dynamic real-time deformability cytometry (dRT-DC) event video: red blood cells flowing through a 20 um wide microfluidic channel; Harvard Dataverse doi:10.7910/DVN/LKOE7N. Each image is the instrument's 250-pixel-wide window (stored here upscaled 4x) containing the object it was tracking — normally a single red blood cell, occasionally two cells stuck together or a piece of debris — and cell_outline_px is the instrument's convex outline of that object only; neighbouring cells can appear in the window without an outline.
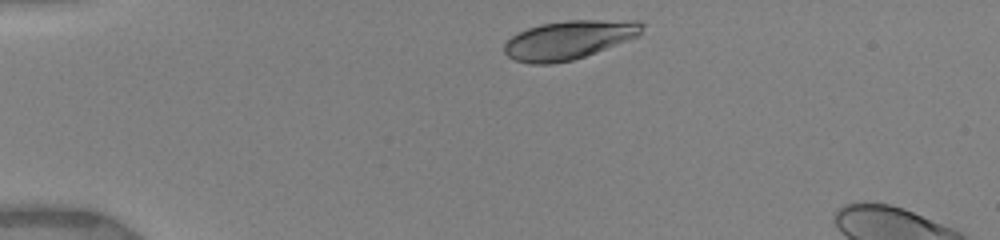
{"species": "human", "species_latin": "Homo sapiens", "temperature_condition": "warm", "stored_images_in_passage": 17, "camera_frame_rate_fps": 3000, "um_per_image_px": 0.085, "donor": {"sex": "female"}, "frame": {"image": 1, "passage_image": 1, "time_ms": 0.0, "image_size_px": [1000, 240], "cell_outline_px": [[644, 24], [640, 36], [596, 52], [572, 60], [552, 64], [528, 64], [516, 60], [508, 56], [504, 52], [504, 44], [512, 36], [528, 28], [540, 24], [568, 20], [640, 20]], "centroid_in_image_um": [48.38, 3.38], "position_along_channel_um": 36.6, "area_um2": 31.15}}
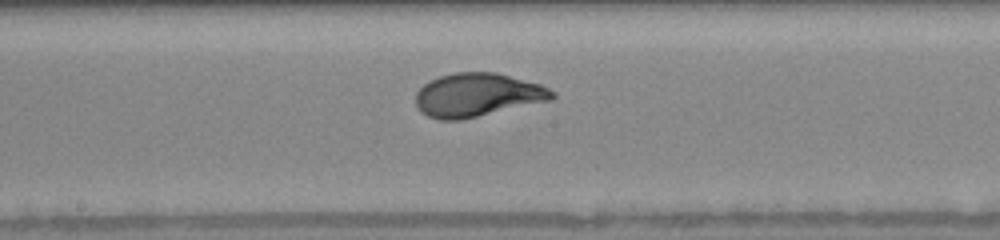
{"frame": {"image": 2, "passage_image": 12, "time_ms": 5.667, "image_size_px": [1000, 240], "cell_outline_px": [[556, 96], [552, 100], [460, 120], [440, 120], [428, 116], [420, 112], [416, 108], [416, 92], [428, 80], [440, 76], [456, 72], [496, 72], [540, 84], [556, 92]], "centroid_in_image_um": [40.57, 8.07], "position_along_channel_um": 207.6, "area_um2": 34.74}}